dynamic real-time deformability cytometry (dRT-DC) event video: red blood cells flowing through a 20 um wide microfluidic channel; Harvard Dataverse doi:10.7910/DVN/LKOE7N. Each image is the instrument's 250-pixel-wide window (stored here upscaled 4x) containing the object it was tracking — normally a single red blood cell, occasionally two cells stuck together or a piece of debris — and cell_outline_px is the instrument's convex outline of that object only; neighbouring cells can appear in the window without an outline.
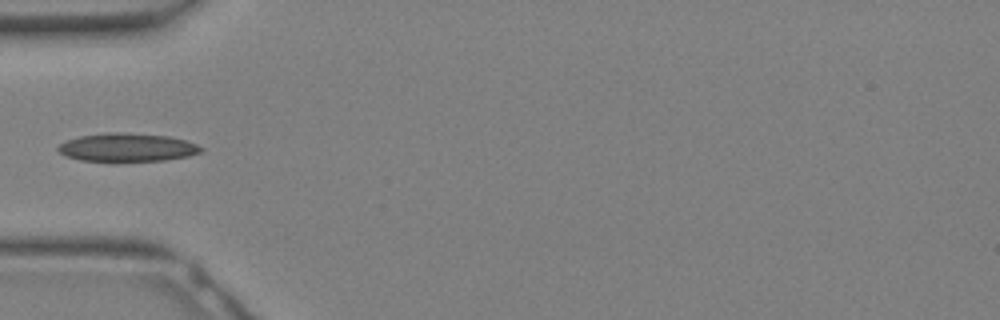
{"species": "Egyptian fruit bat (a non-hibernating species)", "species_latin": "Rousettus aegyptiacus", "temperature_condition": "warm", "stored_images_in_passage": 12, "camera_frame_rate_fps": 3000, "um_per_image_px": 0.085, "animal": {"sex": "female"}, "frame": {"image": 1, "passage_image": 9, "time_ms": 2.667, "image_size_px": [1000, 320], "cell_outline_px": [[204, 148], [200, 152], [188, 156], [164, 160], [80, 160], [64, 156], [56, 148], [60, 144], [68, 140], [80, 136], [112, 132], [120, 132], [168, 136], [184, 140], [196, 144]], "centroid_in_image_um": [10.8, 12.52], "position_along_channel_um": 74.2, "area_um2": 23.06}}
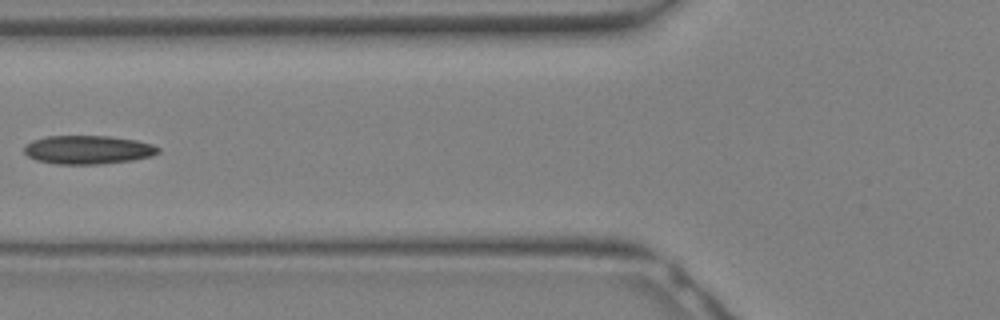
{"frame": {"image": 2, "passage_image": 11, "time_ms": 3.333, "image_size_px": [1000, 320], "cell_outline_px": [[160, 152], [152, 156], [132, 160], [96, 164], [56, 164], [36, 160], [28, 156], [24, 152], [24, 148], [32, 140], [44, 136], [108, 136], [136, 140], [152, 144], [160, 148]], "centroid_in_image_um": [7.48, 12.72], "position_along_channel_um": 118.3, "area_um2": 22.31}}